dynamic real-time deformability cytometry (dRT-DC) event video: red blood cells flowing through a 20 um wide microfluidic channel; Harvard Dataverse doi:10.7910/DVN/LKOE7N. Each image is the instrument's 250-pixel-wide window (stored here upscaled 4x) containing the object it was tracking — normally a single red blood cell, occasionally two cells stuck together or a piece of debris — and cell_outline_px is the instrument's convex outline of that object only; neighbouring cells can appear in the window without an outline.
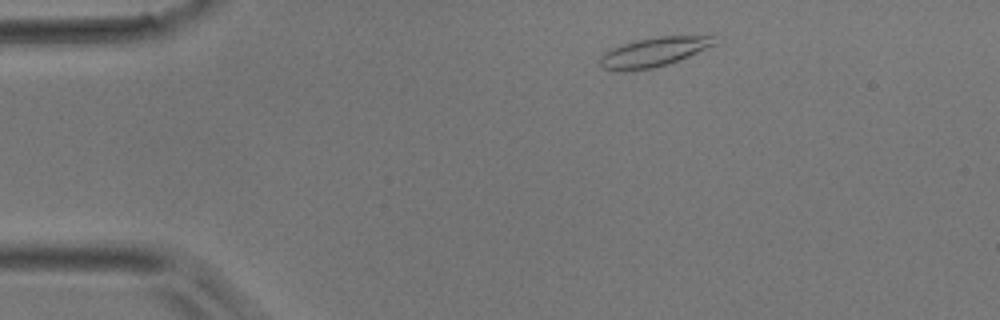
{"species": "common noctule bat (a hibernating species)", "species_latin": "Nyctalus noctula", "temperature_condition": "room temperature", "stored_images_in_passage": 43, "camera_frame_rate_fps": 3000, "um_per_image_px": 0.085, "animal": {"sex": "male", "body_mass_g": 17.9}, "frame": {"image": 1, "passage_image": 4, "time_ms": 1.0, "image_size_px": [1000, 320], "cell_outline_px": [[716, 44], [688, 56], [668, 64], [652, 68], [604, 68], [600, 64], [600, 56], [604, 52], [612, 48], [636, 40], [660, 36], [712, 36]], "centroid_in_image_um": [55.61, 4.38], "position_along_channel_um": 29.4, "area_um2": 18.55}}
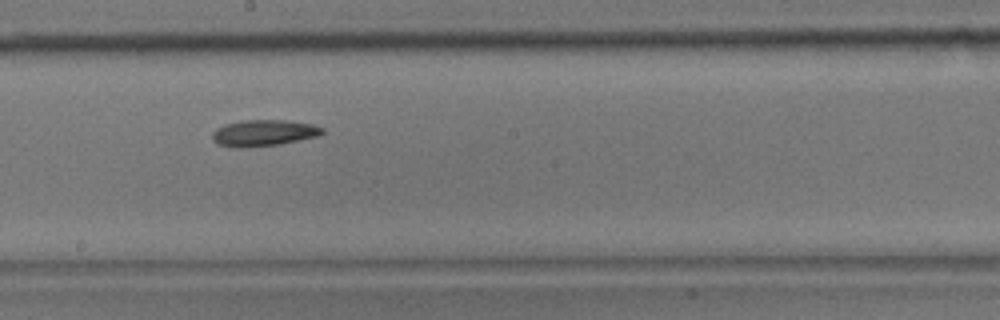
{"frame": {"image": 2, "passage_image": 22, "time_ms": 7.0, "image_size_px": [1000, 320], "cell_outline_px": [[324, 132], [320, 136], [280, 144], [248, 148], [236, 148], [216, 144], [212, 140], [212, 132], [216, 128], [224, 124], [240, 120], [284, 120], [312, 124], [324, 128]], "centroid_in_image_um": [22.38, 11.31], "position_along_channel_um": 225.8, "area_um2": 17.22}}
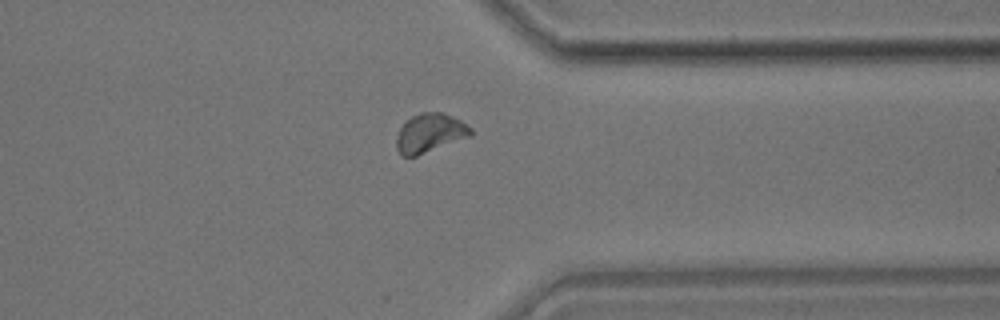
{"frame": {"image": 3, "passage_image": 33, "time_ms": 10.667, "image_size_px": [1000, 320], "cell_outline_px": [[472, 136], [416, 156], [400, 156], [396, 148], [396, 136], [400, 128], [412, 116], [420, 112], [440, 112], [452, 116], [460, 120], [472, 128]], "centroid_in_image_um": [36.54, 11.32], "position_along_channel_um": 374.9, "area_um2": 16.88}}